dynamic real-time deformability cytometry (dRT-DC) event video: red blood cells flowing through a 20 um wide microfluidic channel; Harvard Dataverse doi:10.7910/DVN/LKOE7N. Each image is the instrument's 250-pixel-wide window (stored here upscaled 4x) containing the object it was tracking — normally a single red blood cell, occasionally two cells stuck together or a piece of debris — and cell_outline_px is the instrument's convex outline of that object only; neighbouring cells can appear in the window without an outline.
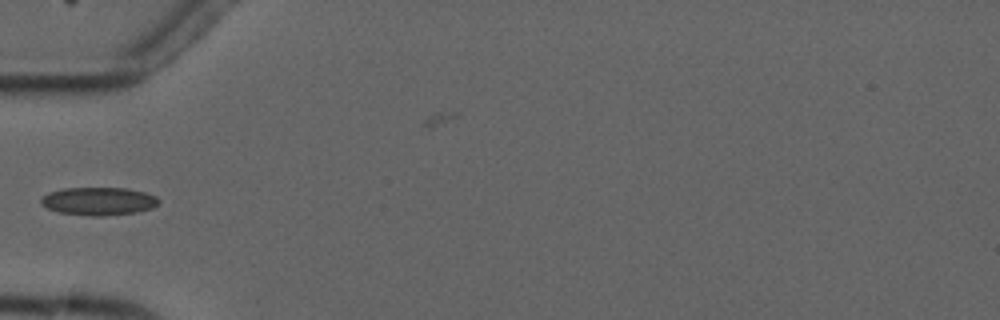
{"species": "common noctule bat (a hibernating species)", "species_latin": "Nyctalus noctula", "temperature_condition": "cold", "stored_images_in_passage": 3, "camera_frame_rate_fps": 3000, "um_per_image_px": 0.085, "animal": {"sex": "male", "forearm_length_mm": 52.5}, "frame": {"image": 1, "passage_image": 3, "time_ms": 3.333, "image_size_px": [1000, 320], "cell_outline_px": [[160, 204], [152, 208], [136, 212], [100, 216], [92, 216], [60, 212], [48, 208], [40, 204], [40, 200], [48, 192], [64, 188], [128, 188], [144, 192], [156, 196], [160, 200]], "centroid_in_image_um": [8.41, 17.09], "position_along_channel_um": 76.6, "area_um2": 19.19}}